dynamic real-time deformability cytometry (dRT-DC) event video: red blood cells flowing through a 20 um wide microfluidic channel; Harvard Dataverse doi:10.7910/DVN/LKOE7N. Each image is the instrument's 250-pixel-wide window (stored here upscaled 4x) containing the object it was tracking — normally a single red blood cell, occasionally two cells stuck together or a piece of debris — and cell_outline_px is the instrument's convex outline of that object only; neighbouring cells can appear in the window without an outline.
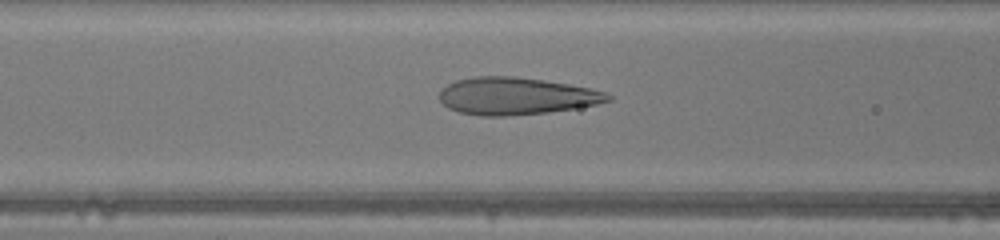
{"species": "human", "species_latin": "Homo sapiens", "temperature_condition": "warm", "stored_images_in_passage": 32, "camera_frame_rate_fps": 3000, "um_per_image_px": 0.085, "donor": {"sex": "male"}, "frame": {"image": 1, "passage_image": 10, "time_ms": 3.0, "image_size_px": [1000, 240], "cell_outline_px": [[612, 100], [596, 104], [548, 112], [504, 116], [480, 116], [460, 112], [448, 108], [440, 100], [440, 92], [448, 84], [456, 80], [476, 76], [516, 76], [544, 80], [568, 84], [588, 88], [604, 92], [612, 96]], "centroid_in_image_um": [43.85, 8.16], "position_along_channel_um": 122.8, "area_um2": 36.3}}
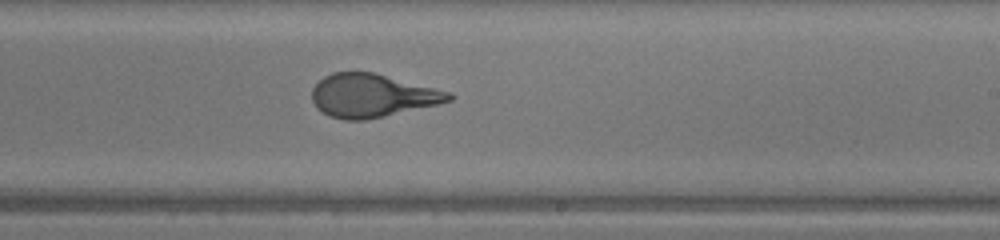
{"frame": {"image": 2, "passage_image": 19, "time_ms": 6.0, "image_size_px": [1000, 240], "cell_outline_px": [[456, 96], [452, 100], [440, 104], [384, 116], [364, 120], [344, 120], [328, 116], [316, 108], [312, 100], [312, 88], [324, 76], [332, 72], [372, 72], [452, 92]], "centroid_in_image_um": [31.64, 8.13], "position_along_channel_um": 257.4, "area_um2": 34.62}}
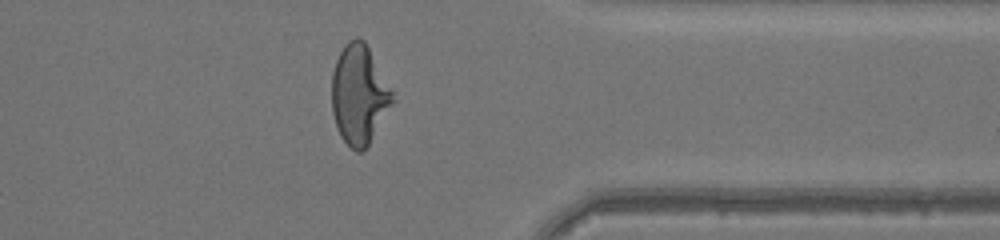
{"frame": {"image": 3, "passage_image": 28, "time_ms": 9.0, "image_size_px": [1000, 240], "cell_outline_px": [[396, 100], [364, 152], [356, 152], [340, 136], [332, 112], [332, 72], [336, 60], [344, 44], [348, 40], [356, 36], [364, 40], [392, 92]], "centroid_in_image_um": [30.52, 8.06], "position_along_channel_um": 380.9, "area_um2": 35.08}}